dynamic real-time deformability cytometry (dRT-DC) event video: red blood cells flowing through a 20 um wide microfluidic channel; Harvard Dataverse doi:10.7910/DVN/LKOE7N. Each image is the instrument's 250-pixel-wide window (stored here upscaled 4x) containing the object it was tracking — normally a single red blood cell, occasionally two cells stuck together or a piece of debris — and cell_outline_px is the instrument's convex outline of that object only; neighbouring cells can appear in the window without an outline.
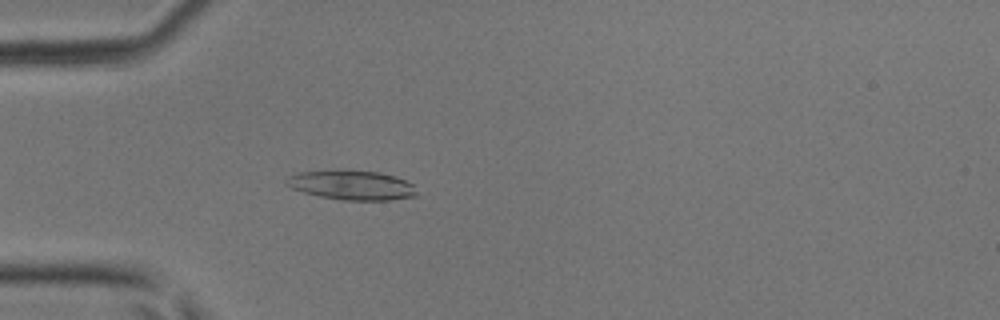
{"species": "common noctule bat (a hibernating species)", "species_latin": "Nyctalus noctula", "temperature_condition": "room temperature", "stored_images_in_passage": 35, "camera_frame_rate_fps": 3000, "um_per_image_px": 0.085, "animal": {"sex": "male", "body_mass_g": 17.9, "forearm_length_mm": 54.2}, "frame": {"image": 1, "passage_image": 5, "time_ms": 1.333, "image_size_px": [1000, 320], "cell_outline_px": [[416, 196], [392, 200], [340, 200], [320, 196], [304, 192], [292, 188], [284, 184], [284, 180], [288, 176], [300, 172], [336, 168], [340, 168], [380, 172], [396, 176], [412, 184], [416, 192]], "centroid_in_image_um": [29.85, 15.7], "position_along_channel_um": 55.1, "area_um2": 22.95}}
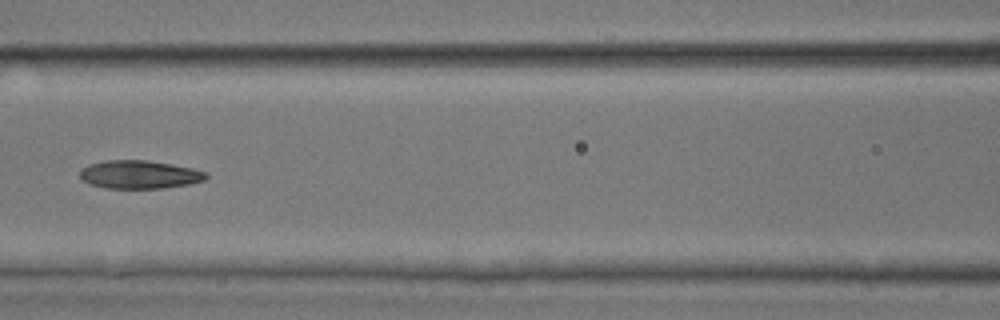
{"frame": {"image": 2, "passage_image": 12, "time_ms": 3.667, "image_size_px": [1000, 320], "cell_outline_px": [[208, 176], [204, 180], [188, 184], [164, 188], [104, 188], [88, 184], [80, 176], [80, 172], [88, 164], [104, 160], [148, 160], [192, 168], [204, 172]], "centroid_in_image_um": [11.82, 14.83], "position_along_channel_um": 154.8, "area_um2": 20.63}}
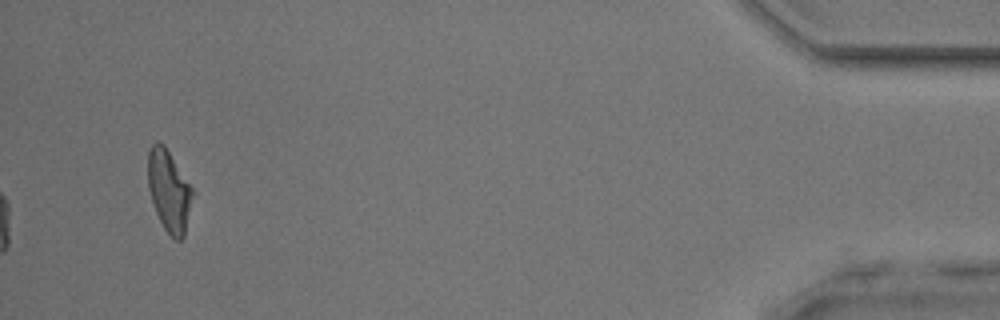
{"frame": {"image": 3, "passage_image": 34, "time_ms": 11.0, "image_size_px": [1000, 320], "cell_outline_px": [[196, 192], [184, 236], [180, 240], [176, 240], [164, 228], [156, 212], [148, 188], [148, 152], [152, 144], [156, 140], [164, 144]], "centroid_in_image_um": [14.4, 16.2], "position_along_channel_um": 420.8, "area_um2": 21.5}}